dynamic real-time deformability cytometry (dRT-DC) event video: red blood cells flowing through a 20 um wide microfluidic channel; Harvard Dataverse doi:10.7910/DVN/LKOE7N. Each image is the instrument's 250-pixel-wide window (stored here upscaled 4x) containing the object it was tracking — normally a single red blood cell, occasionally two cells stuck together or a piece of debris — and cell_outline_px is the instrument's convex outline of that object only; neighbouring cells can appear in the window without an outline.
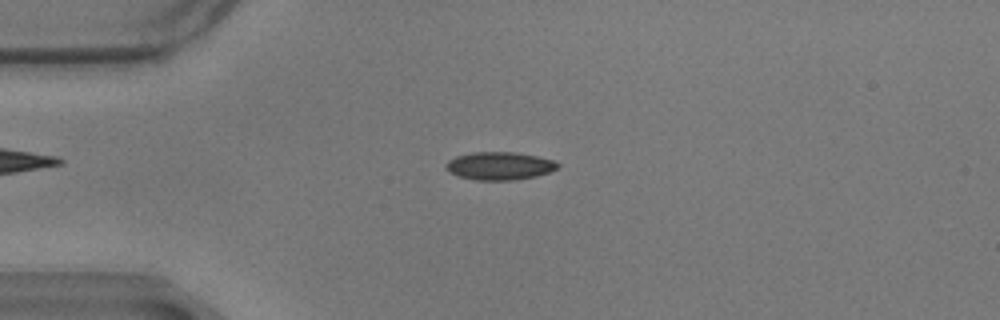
{"species": "common noctule bat (a hibernating species)", "species_latin": "Nyctalus noctula", "temperature_condition": "warm", "stored_images_in_passage": 31, "camera_frame_rate_fps": 3000, "um_per_image_px": 0.085, "animal": {"sex": "male", "body_mass_g": 17.9}, "frame": {"image": 1, "passage_image": 11, "time_ms": 3.333, "image_size_px": [1000, 320], "cell_outline_px": [[560, 168], [536, 176], [512, 180], [476, 180], [460, 176], [448, 172], [444, 168], [444, 164], [448, 160], [456, 156], [472, 152], [516, 152], [556, 160], [560, 164]], "centroid_in_image_um": [42.46, 14.09], "position_along_channel_um": 42.5, "area_um2": 18.38}}
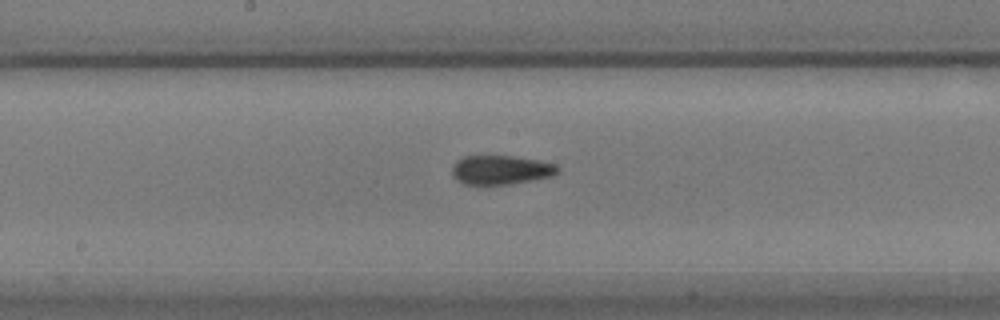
{"frame": {"image": 2, "passage_image": 27, "time_ms": 8.667, "image_size_px": [1000, 320], "cell_outline_px": [[560, 172], [552, 176], [512, 184], [464, 184], [456, 180], [452, 176], [452, 168], [456, 160], [464, 156], [512, 156], [536, 160], [552, 164], [560, 168]], "centroid_in_image_um": [42.54, 14.45], "position_along_channel_um": 205.7, "area_um2": 17.86}}
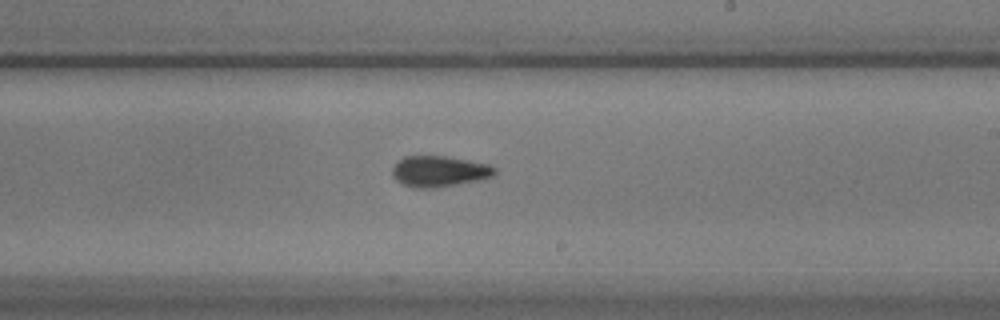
{"frame": {"image": 3, "passage_image": 31, "time_ms": 10.0, "image_size_px": [1000, 320], "cell_outline_px": [[496, 176], [456, 184], [432, 188], [412, 188], [396, 180], [392, 176], [392, 168], [404, 156], [448, 156], [488, 164], [496, 168]], "centroid_in_image_um": [37.34, 14.56], "position_along_channel_um": 251.7, "area_um2": 18.38}}